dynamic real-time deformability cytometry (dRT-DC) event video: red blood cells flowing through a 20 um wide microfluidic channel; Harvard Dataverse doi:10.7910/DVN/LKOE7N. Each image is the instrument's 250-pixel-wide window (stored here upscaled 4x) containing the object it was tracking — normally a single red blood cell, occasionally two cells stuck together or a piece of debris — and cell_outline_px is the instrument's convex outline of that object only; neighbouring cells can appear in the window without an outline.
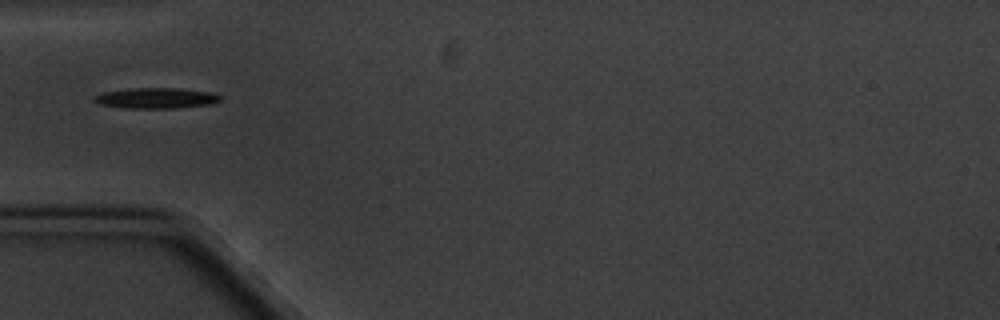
{"species": "common noctule bat (a hibernating species)", "species_latin": "Nyctalus noctula", "temperature_condition": "cold", "stored_images_in_passage": 4, "camera_frame_rate_fps": 3000, "um_per_image_px": 0.085, "animal": {"sex": "male", "body_mass_g": 20.1, "forearm_length_mm": 53.5}, "frame": {"image": 1, "passage_image": 1, "time_ms": 0.0, "image_size_px": [1000, 320], "cell_outline_px": [[220, 100], [208, 104], [176, 108], [124, 108], [100, 104], [92, 100], [92, 96], [104, 92], [128, 88], [180, 88], [212, 92], [220, 96]], "centroid_in_image_um": [13.21, 8.33], "position_along_channel_um": 71.8, "area_um2": 15.14}}